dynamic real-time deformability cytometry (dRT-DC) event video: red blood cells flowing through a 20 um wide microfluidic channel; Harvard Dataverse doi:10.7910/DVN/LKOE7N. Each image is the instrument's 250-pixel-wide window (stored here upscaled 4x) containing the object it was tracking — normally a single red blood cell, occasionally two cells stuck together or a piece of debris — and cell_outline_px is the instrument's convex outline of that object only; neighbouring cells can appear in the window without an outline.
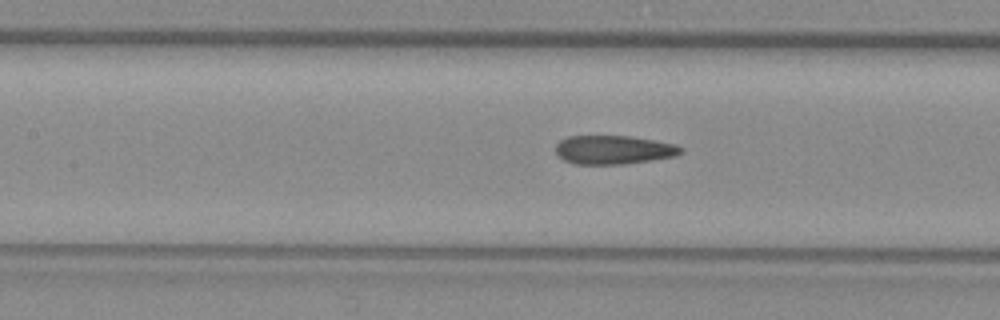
{"species": "common noctule bat (a hibernating species)", "species_latin": "Nyctalus noctula", "temperature_condition": "warm", "stored_images_in_passage": 25, "camera_frame_rate_fps": 3000, "um_per_image_px": 0.085, "animal": {"sex": "female", "body_mass_g": 29.2, "forearm_length_mm": 56.3}, "frame": {"image": 1, "passage_image": 8, "time_ms": 2.333, "image_size_px": [1000, 320], "cell_outline_px": [[684, 152], [676, 156], [652, 160], [624, 164], [572, 164], [564, 160], [556, 152], [556, 144], [560, 140], [568, 136], [628, 136], [676, 144], [684, 148]], "centroid_in_image_um": [52.18, 12.74], "position_along_channel_um": 155.2, "area_um2": 21.04}}
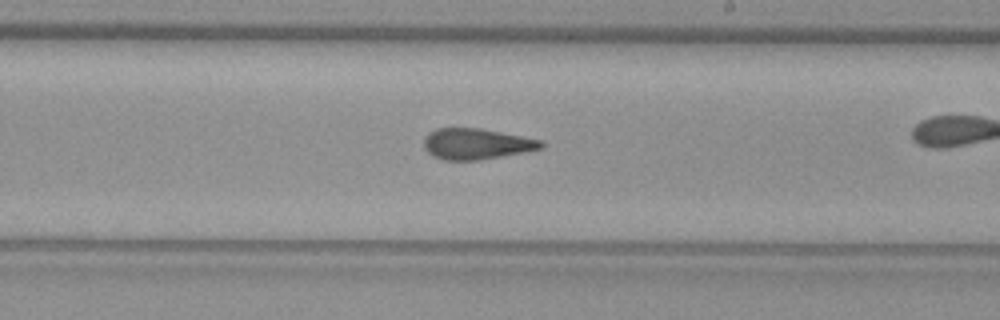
{"frame": {"image": 2, "passage_image": 15, "time_ms": 4.667, "image_size_px": [1000, 320], "cell_outline_px": [[544, 144], [540, 148], [524, 152], [480, 160], [444, 160], [432, 156], [424, 148], [424, 140], [428, 132], [436, 128], [480, 128], [540, 140]], "centroid_in_image_um": [40.43, 12.23], "position_along_channel_um": 248.6, "area_um2": 20.92}}
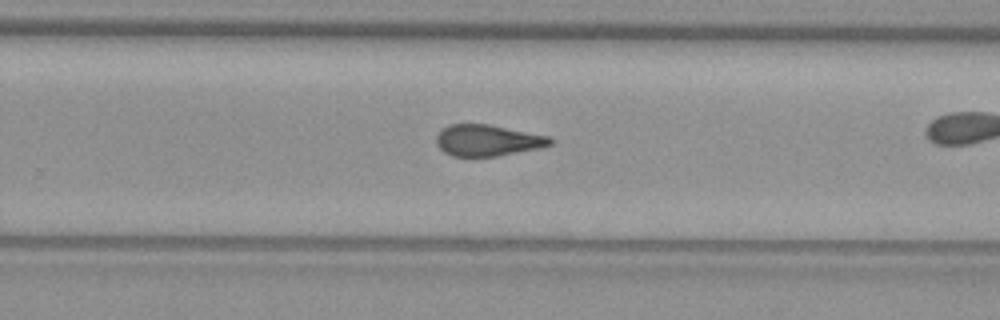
{"frame": {"image": 3, "passage_image": 18, "time_ms": 5.667, "image_size_px": [1000, 320], "cell_outline_px": [[552, 144], [540, 148], [496, 156], [452, 156], [444, 152], [436, 144], [436, 136], [448, 124], [488, 124], [548, 136], [552, 140]], "centroid_in_image_um": [41.42, 11.93], "position_along_channel_um": 288.4, "area_um2": 20.58}}